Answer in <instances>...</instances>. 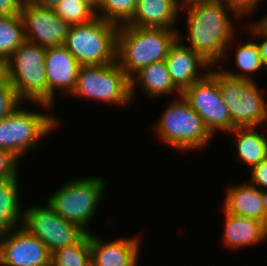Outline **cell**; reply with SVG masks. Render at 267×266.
I'll return each instance as SVG.
<instances>
[{"label":"cell","instance_id":"obj_1","mask_svg":"<svg viewBox=\"0 0 267 266\" xmlns=\"http://www.w3.org/2000/svg\"><path fill=\"white\" fill-rule=\"evenodd\" d=\"M180 11L187 15L188 38L178 32V39L181 42L188 40L185 45L213 67L223 65L229 54L227 48L236 39L233 37V18L239 21L242 17L223 0H192L182 4Z\"/></svg>","mask_w":267,"mask_h":266},{"label":"cell","instance_id":"obj_2","mask_svg":"<svg viewBox=\"0 0 267 266\" xmlns=\"http://www.w3.org/2000/svg\"><path fill=\"white\" fill-rule=\"evenodd\" d=\"M177 29L119 26L116 62L131 78L141 68L165 60L170 47L178 39Z\"/></svg>","mask_w":267,"mask_h":266},{"label":"cell","instance_id":"obj_3","mask_svg":"<svg viewBox=\"0 0 267 266\" xmlns=\"http://www.w3.org/2000/svg\"><path fill=\"white\" fill-rule=\"evenodd\" d=\"M46 47L25 41L6 60L8 81L21 102H31L48 111V83L45 73ZM48 110H47V109Z\"/></svg>","mask_w":267,"mask_h":266},{"label":"cell","instance_id":"obj_4","mask_svg":"<svg viewBox=\"0 0 267 266\" xmlns=\"http://www.w3.org/2000/svg\"><path fill=\"white\" fill-rule=\"evenodd\" d=\"M174 98V101L168 103L157 124L155 122V134L161 142L177 151L204 149L213 136L182 95Z\"/></svg>","mask_w":267,"mask_h":266},{"label":"cell","instance_id":"obj_5","mask_svg":"<svg viewBox=\"0 0 267 266\" xmlns=\"http://www.w3.org/2000/svg\"><path fill=\"white\" fill-rule=\"evenodd\" d=\"M47 199V204L63 219L84 228L88 233L97 206L105 193L106 183L102 177H76L64 182ZM89 224V225H88Z\"/></svg>","mask_w":267,"mask_h":266},{"label":"cell","instance_id":"obj_6","mask_svg":"<svg viewBox=\"0 0 267 266\" xmlns=\"http://www.w3.org/2000/svg\"><path fill=\"white\" fill-rule=\"evenodd\" d=\"M119 26L99 17L69 28L64 46L80 66L103 65L116 62Z\"/></svg>","mask_w":267,"mask_h":266},{"label":"cell","instance_id":"obj_7","mask_svg":"<svg viewBox=\"0 0 267 266\" xmlns=\"http://www.w3.org/2000/svg\"><path fill=\"white\" fill-rule=\"evenodd\" d=\"M21 105L0 120V149L10 151L19 160L61 123L53 112H31Z\"/></svg>","mask_w":267,"mask_h":266},{"label":"cell","instance_id":"obj_8","mask_svg":"<svg viewBox=\"0 0 267 266\" xmlns=\"http://www.w3.org/2000/svg\"><path fill=\"white\" fill-rule=\"evenodd\" d=\"M71 96L101 101L107 105L132 104L130 78L117 62L103 65L80 66Z\"/></svg>","mask_w":267,"mask_h":266},{"label":"cell","instance_id":"obj_9","mask_svg":"<svg viewBox=\"0 0 267 266\" xmlns=\"http://www.w3.org/2000/svg\"><path fill=\"white\" fill-rule=\"evenodd\" d=\"M217 83L229 109L233 129L259 127L267 122V100L255 80L228 76L217 66Z\"/></svg>","mask_w":267,"mask_h":266},{"label":"cell","instance_id":"obj_10","mask_svg":"<svg viewBox=\"0 0 267 266\" xmlns=\"http://www.w3.org/2000/svg\"><path fill=\"white\" fill-rule=\"evenodd\" d=\"M34 204L23 212L21 226L38 237L52 253L79 243L88 232L81 226L59 216L47 204Z\"/></svg>","mask_w":267,"mask_h":266},{"label":"cell","instance_id":"obj_11","mask_svg":"<svg viewBox=\"0 0 267 266\" xmlns=\"http://www.w3.org/2000/svg\"><path fill=\"white\" fill-rule=\"evenodd\" d=\"M181 95L202 118L212 136L216 130L228 134L233 130L229 109L223 102L217 83V66H212L203 79L194 82Z\"/></svg>","mask_w":267,"mask_h":266},{"label":"cell","instance_id":"obj_12","mask_svg":"<svg viewBox=\"0 0 267 266\" xmlns=\"http://www.w3.org/2000/svg\"><path fill=\"white\" fill-rule=\"evenodd\" d=\"M20 16L25 41L46 48L65 44L70 25L54 9L23 0Z\"/></svg>","mask_w":267,"mask_h":266},{"label":"cell","instance_id":"obj_13","mask_svg":"<svg viewBox=\"0 0 267 266\" xmlns=\"http://www.w3.org/2000/svg\"><path fill=\"white\" fill-rule=\"evenodd\" d=\"M47 246L22 226L0 236V266H49Z\"/></svg>","mask_w":267,"mask_h":266},{"label":"cell","instance_id":"obj_14","mask_svg":"<svg viewBox=\"0 0 267 266\" xmlns=\"http://www.w3.org/2000/svg\"><path fill=\"white\" fill-rule=\"evenodd\" d=\"M80 64L64 45L47 47L45 73L48 83V105L53 108L55 91L70 96L74 91Z\"/></svg>","mask_w":267,"mask_h":266},{"label":"cell","instance_id":"obj_15","mask_svg":"<svg viewBox=\"0 0 267 266\" xmlns=\"http://www.w3.org/2000/svg\"><path fill=\"white\" fill-rule=\"evenodd\" d=\"M165 61L171 80L181 93L194 82L203 79L212 68L201 55L179 39L170 47Z\"/></svg>","mask_w":267,"mask_h":266},{"label":"cell","instance_id":"obj_16","mask_svg":"<svg viewBox=\"0 0 267 266\" xmlns=\"http://www.w3.org/2000/svg\"><path fill=\"white\" fill-rule=\"evenodd\" d=\"M102 239V240H101ZM141 241L138 236L105 242L90 233L91 266H138Z\"/></svg>","mask_w":267,"mask_h":266},{"label":"cell","instance_id":"obj_17","mask_svg":"<svg viewBox=\"0 0 267 266\" xmlns=\"http://www.w3.org/2000/svg\"><path fill=\"white\" fill-rule=\"evenodd\" d=\"M225 214V226L223 243L230 250L244 249L246 247L257 246L267 240V225L263 221L246 217Z\"/></svg>","mask_w":267,"mask_h":266},{"label":"cell","instance_id":"obj_18","mask_svg":"<svg viewBox=\"0 0 267 266\" xmlns=\"http://www.w3.org/2000/svg\"><path fill=\"white\" fill-rule=\"evenodd\" d=\"M181 5L177 0H137L135 13L127 25L176 29Z\"/></svg>","mask_w":267,"mask_h":266},{"label":"cell","instance_id":"obj_19","mask_svg":"<svg viewBox=\"0 0 267 266\" xmlns=\"http://www.w3.org/2000/svg\"><path fill=\"white\" fill-rule=\"evenodd\" d=\"M228 187L223 212L265 222L263 190L249 181Z\"/></svg>","mask_w":267,"mask_h":266},{"label":"cell","instance_id":"obj_20","mask_svg":"<svg viewBox=\"0 0 267 266\" xmlns=\"http://www.w3.org/2000/svg\"><path fill=\"white\" fill-rule=\"evenodd\" d=\"M137 87L142 89L143 93L150 98H160L170 94L181 96V92L173 84L165 60L153 62L150 65L141 68L130 78V94L134 103L135 90Z\"/></svg>","mask_w":267,"mask_h":266},{"label":"cell","instance_id":"obj_21","mask_svg":"<svg viewBox=\"0 0 267 266\" xmlns=\"http://www.w3.org/2000/svg\"><path fill=\"white\" fill-rule=\"evenodd\" d=\"M258 127H237L230 135H235L232 142L236 151V159L249 166V170L259 164L267 156V137L262 135Z\"/></svg>","mask_w":267,"mask_h":266},{"label":"cell","instance_id":"obj_22","mask_svg":"<svg viewBox=\"0 0 267 266\" xmlns=\"http://www.w3.org/2000/svg\"><path fill=\"white\" fill-rule=\"evenodd\" d=\"M19 176L0 180V236L21 226L23 219L22 204L19 198Z\"/></svg>","mask_w":267,"mask_h":266},{"label":"cell","instance_id":"obj_23","mask_svg":"<svg viewBox=\"0 0 267 266\" xmlns=\"http://www.w3.org/2000/svg\"><path fill=\"white\" fill-rule=\"evenodd\" d=\"M239 43L240 44L236 49L237 52L233 55L235 57L234 62L236 68H238L240 71L233 72L232 70H229V68H222L221 64H219L218 67L228 76L249 81L255 80V78L252 76L255 74L258 75L256 72H259V70L262 71L263 69L264 71L257 42L255 40L250 41L248 39L246 43Z\"/></svg>","mask_w":267,"mask_h":266},{"label":"cell","instance_id":"obj_24","mask_svg":"<svg viewBox=\"0 0 267 266\" xmlns=\"http://www.w3.org/2000/svg\"><path fill=\"white\" fill-rule=\"evenodd\" d=\"M24 42L21 16H0V58L7 60Z\"/></svg>","mask_w":267,"mask_h":266},{"label":"cell","instance_id":"obj_25","mask_svg":"<svg viewBox=\"0 0 267 266\" xmlns=\"http://www.w3.org/2000/svg\"><path fill=\"white\" fill-rule=\"evenodd\" d=\"M51 266H91L90 233L79 243L52 252Z\"/></svg>","mask_w":267,"mask_h":266},{"label":"cell","instance_id":"obj_26","mask_svg":"<svg viewBox=\"0 0 267 266\" xmlns=\"http://www.w3.org/2000/svg\"><path fill=\"white\" fill-rule=\"evenodd\" d=\"M137 0H101L97 17L116 24H127L135 13Z\"/></svg>","mask_w":267,"mask_h":266},{"label":"cell","instance_id":"obj_27","mask_svg":"<svg viewBox=\"0 0 267 266\" xmlns=\"http://www.w3.org/2000/svg\"><path fill=\"white\" fill-rule=\"evenodd\" d=\"M54 11L70 26L84 24L97 17L96 12L80 0H62Z\"/></svg>","mask_w":267,"mask_h":266},{"label":"cell","instance_id":"obj_28","mask_svg":"<svg viewBox=\"0 0 267 266\" xmlns=\"http://www.w3.org/2000/svg\"><path fill=\"white\" fill-rule=\"evenodd\" d=\"M21 103L8 80L0 84V120L10 115Z\"/></svg>","mask_w":267,"mask_h":266},{"label":"cell","instance_id":"obj_29","mask_svg":"<svg viewBox=\"0 0 267 266\" xmlns=\"http://www.w3.org/2000/svg\"><path fill=\"white\" fill-rule=\"evenodd\" d=\"M20 162L10 151L0 149V180H8L19 175Z\"/></svg>","mask_w":267,"mask_h":266},{"label":"cell","instance_id":"obj_30","mask_svg":"<svg viewBox=\"0 0 267 266\" xmlns=\"http://www.w3.org/2000/svg\"><path fill=\"white\" fill-rule=\"evenodd\" d=\"M251 25L249 30L254 35L251 34L252 38L254 37L255 39L257 37L260 39L261 37L262 41L257 42V45L259 47L262 65L267 70V29L259 21L253 22Z\"/></svg>","mask_w":267,"mask_h":266},{"label":"cell","instance_id":"obj_31","mask_svg":"<svg viewBox=\"0 0 267 266\" xmlns=\"http://www.w3.org/2000/svg\"><path fill=\"white\" fill-rule=\"evenodd\" d=\"M249 182L260 190L267 189V156L250 170Z\"/></svg>","mask_w":267,"mask_h":266},{"label":"cell","instance_id":"obj_32","mask_svg":"<svg viewBox=\"0 0 267 266\" xmlns=\"http://www.w3.org/2000/svg\"><path fill=\"white\" fill-rule=\"evenodd\" d=\"M229 5L234 11H236L241 17L249 16L255 12V8L262 4L260 1L263 0H223ZM260 3V4H259Z\"/></svg>","mask_w":267,"mask_h":266},{"label":"cell","instance_id":"obj_33","mask_svg":"<svg viewBox=\"0 0 267 266\" xmlns=\"http://www.w3.org/2000/svg\"><path fill=\"white\" fill-rule=\"evenodd\" d=\"M23 0H0V16L20 15Z\"/></svg>","mask_w":267,"mask_h":266},{"label":"cell","instance_id":"obj_34","mask_svg":"<svg viewBox=\"0 0 267 266\" xmlns=\"http://www.w3.org/2000/svg\"><path fill=\"white\" fill-rule=\"evenodd\" d=\"M35 5L55 9V7L62 1V0H30Z\"/></svg>","mask_w":267,"mask_h":266},{"label":"cell","instance_id":"obj_35","mask_svg":"<svg viewBox=\"0 0 267 266\" xmlns=\"http://www.w3.org/2000/svg\"><path fill=\"white\" fill-rule=\"evenodd\" d=\"M7 80V62L5 59L0 58V84L5 83Z\"/></svg>","mask_w":267,"mask_h":266},{"label":"cell","instance_id":"obj_36","mask_svg":"<svg viewBox=\"0 0 267 266\" xmlns=\"http://www.w3.org/2000/svg\"><path fill=\"white\" fill-rule=\"evenodd\" d=\"M81 2H84L89 7H91L96 13L98 12L101 0H80Z\"/></svg>","mask_w":267,"mask_h":266},{"label":"cell","instance_id":"obj_37","mask_svg":"<svg viewBox=\"0 0 267 266\" xmlns=\"http://www.w3.org/2000/svg\"><path fill=\"white\" fill-rule=\"evenodd\" d=\"M263 205L265 209V224L267 225V189L263 190Z\"/></svg>","mask_w":267,"mask_h":266},{"label":"cell","instance_id":"obj_38","mask_svg":"<svg viewBox=\"0 0 267 266\" xmlns=\"http://www.w3.org/2000/svg\"><path fill=\"white\" fill-rule=\"evenodd\" d=\"M259 22L267 29V15L260 18Z\"/></svg>","mask_w":267,"mask_h":266},{"label":"cell","instance_id":"obj_39","mask_svg":"<svg viewBox=\"0 0 267 266\" xmlns=\"http://www.w3.org/2000/svg\"><path fill=\"white\" fill-rule=\"evenodd\" d=\"M179 3H181V4H185V3H187V2H190V1H192V0H177Z\"/></svg>","mask_w":267,"mask_h":266}]
</instances>
